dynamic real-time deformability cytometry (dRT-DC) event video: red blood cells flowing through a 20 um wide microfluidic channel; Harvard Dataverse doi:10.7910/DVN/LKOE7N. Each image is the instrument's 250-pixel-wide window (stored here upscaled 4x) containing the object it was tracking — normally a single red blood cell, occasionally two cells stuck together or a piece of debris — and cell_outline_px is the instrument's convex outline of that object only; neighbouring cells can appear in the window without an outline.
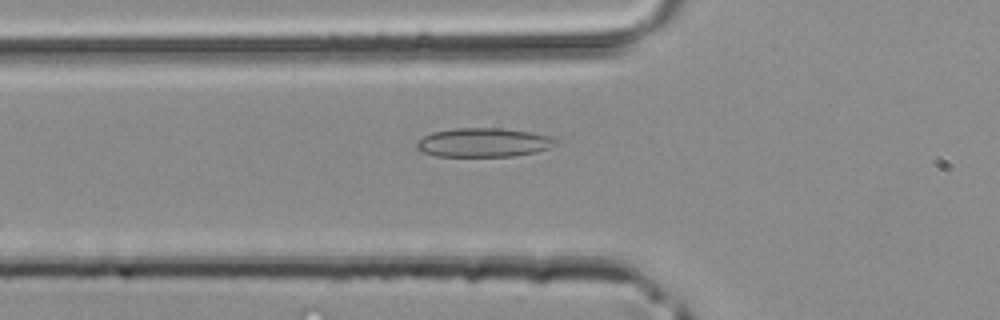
{"species": "common noctule bat (a hibernating species)", "species_latin": "Nyctalus noctula", "temperature_condition": "room temperature", "stored_images_in_passage": 31, "camera_frame_rate_fps": 3000, "um_per_image_px": 0.085, "animal": {"sex": "male", "body_mass_g": 20.4}, "frame": {"image": 1, "passage_image": 3, "time_ms": 0.667, "image_size_px": [1000, 320], "cell_outline_px": [[560, 140], [548, 148], [536, 152], [512, 156], [436, 156], [424, 152], [416, 148], [416, 144], [424, 136], [432, 132], [456, 128], [500, 128], [532, 132], [548, 136]], "centroid_in_image_um": [41.11, 12.11], "position_along_channel_um": 84.7, "area_um2": 23.29}}
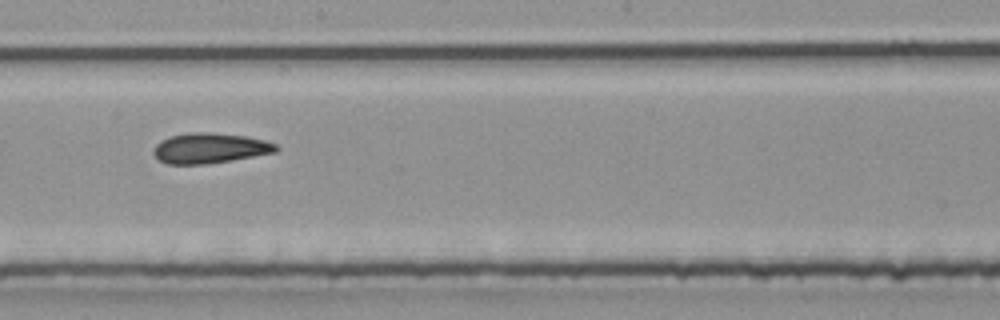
{"frame": {"image": 2, "passage_image": 12, "time_ms": 3.667, "image_size_px": [1000, 320], "cell_outline_px": [[280, 148], [276, 152], [232, 160], [208, 164], [168, 164], [160, 160], [152, 152], [156, 144], [160, 140], [168, 136], [188, 132], [208, 132], [244, 136], [264, 140], [276, 144]], "centroid_in_image_um": [17.82, 12.59], "position_along_channel_um": 230.4, "area_um2": 21.68}}
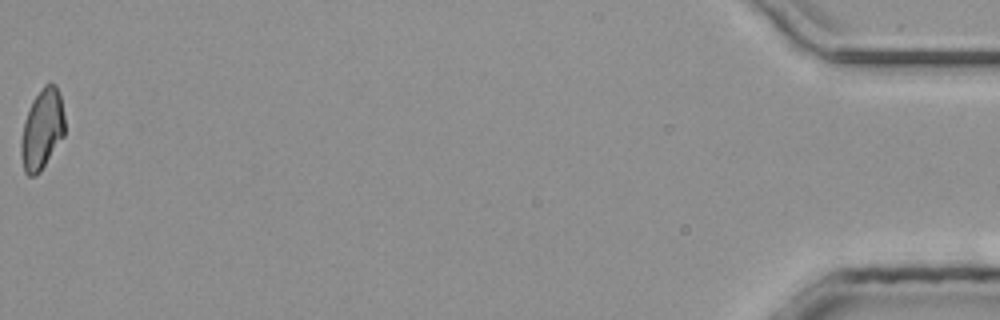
{"frame": {"image": 3, "passage_image": 31, "time_ms": 10.0, "image_size_px": [1000, 320], "cell_outline_px": [[64, 136], [40, 172], [36, 176], [28, 176], [24, 172], [20, 156], [20, 140], [24, 120], [32, 100], [44, 84], [56, 84], [60, 96], [64, 116]], "centroid_in_image_um": [3.55, 11.02], "position_along_channel_um": 431.7, "area_um2": 20.63}}